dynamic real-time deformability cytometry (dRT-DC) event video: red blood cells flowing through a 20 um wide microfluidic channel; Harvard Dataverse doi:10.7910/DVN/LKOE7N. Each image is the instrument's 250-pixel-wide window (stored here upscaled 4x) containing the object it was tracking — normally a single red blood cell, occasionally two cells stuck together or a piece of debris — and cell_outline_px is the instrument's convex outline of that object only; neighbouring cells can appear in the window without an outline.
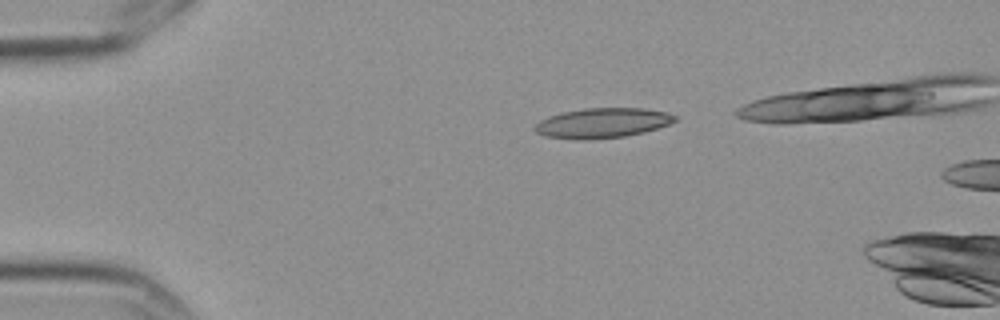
{"species": "Egyptian fruit bat (a non-hibernating species)", "species_latin": "Rousettus aegyptiacus", "temperature_condition": "cold", "stored_images_in_passage": 3, "camera_frame_rate_fps": 3000, "um_per_image_px": 0.085, "frame": {"image": 1, "passage_image": 1, "time_ms": 0.0, "image_size_px": [1000, 320], "cell_outline_px": [[676, 120], [668, 124], [644, 132], [624, 136], [588, 140], [572, 140], [544, 136], [536, 132], [532, 128], [540, 120], [548, 116], [560, 112], [584, 108], [644, 108], [668, 112], [676, 116]], "centroid_in_image_um": [51.15, 10.45], "position_along_channel_um": 33.9, "area_um2": 24.68}}